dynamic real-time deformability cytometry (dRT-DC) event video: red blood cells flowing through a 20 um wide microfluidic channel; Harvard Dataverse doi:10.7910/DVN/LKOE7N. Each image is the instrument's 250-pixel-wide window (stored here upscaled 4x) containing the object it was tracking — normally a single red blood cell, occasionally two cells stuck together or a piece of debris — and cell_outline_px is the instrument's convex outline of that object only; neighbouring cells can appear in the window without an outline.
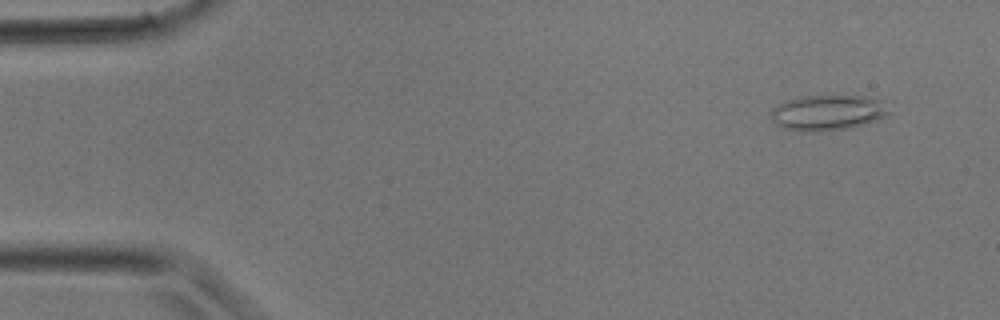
{"species": "common noctule bat (a hibernating species)", "species_latin": "Nyctalus noctula", "temperature_condition": "room temperature", "stored_images_in_passage": 14, "camera_frame_rate_fps": 3000, "um_per_image_px": 0.085, "animal": {"sex": "male", "body_mass_g": 17.9}, "frame": {"image": 1, "passage_image": 3, "time_ms": 0.667, "image_size_px": [1000, 320], "cell_outline_px": [[892, 112], [888, 116], [876, 120], [848, 128], [816, 132], [800, 132], [780, 128], [772, 120], [768, 112], [776, 104], [784, 100], [800, 96], [868, 96], [884, 100]], "centroid_in_image_um": [70.33, 9.57], "position_along_channel_um": 14.7, "area_um2": 25.14}}
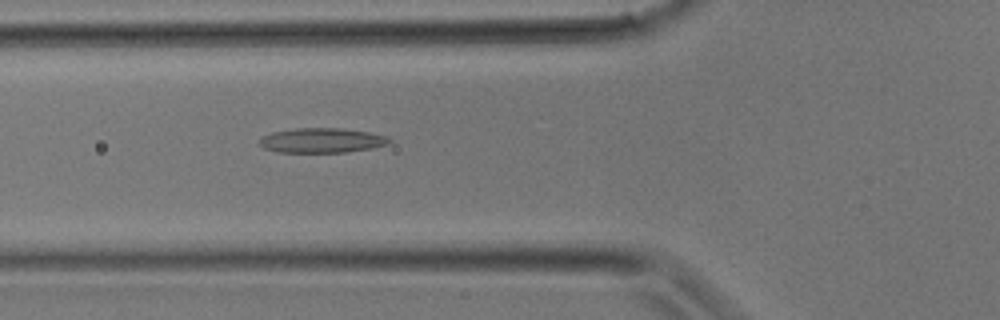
{"frame": {"image": 2, "passage_image": 12, "time_ms": 3.667, "image_size_px": [1000, 320], "cell_outline_px": [[392, 140], [388, 144], [372, 148], [344, 152], [276, 152], [264, 148], [260, 144], [260, 140], [264, 136], [272, 132], [296, 128], [340, 128], [368, 132], [388, 136]], "centroid_in_image_um": [27.38, 11.93], "position_along_channel_um": 98.4, "area_um2": 18.61}}
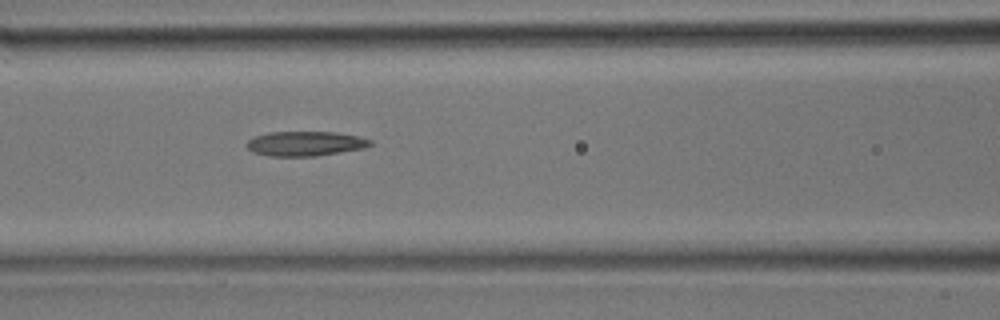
{"frame": {"image": 3, "passage_image": 14, "time_ms": 4.333, "image_size_px": [1000, 320], "cell_outline_px": [[372, 144], [364, 148], [316, 156], [268, 156], [252, 152], [244, 144], [252, 136], [268, 132], [336, 132], [360, 136], [372, 140]], "centroid_in_image_um": [25.91, 12.2], "position_along_channel_um": 140.7, "area_um2": 17.98}}